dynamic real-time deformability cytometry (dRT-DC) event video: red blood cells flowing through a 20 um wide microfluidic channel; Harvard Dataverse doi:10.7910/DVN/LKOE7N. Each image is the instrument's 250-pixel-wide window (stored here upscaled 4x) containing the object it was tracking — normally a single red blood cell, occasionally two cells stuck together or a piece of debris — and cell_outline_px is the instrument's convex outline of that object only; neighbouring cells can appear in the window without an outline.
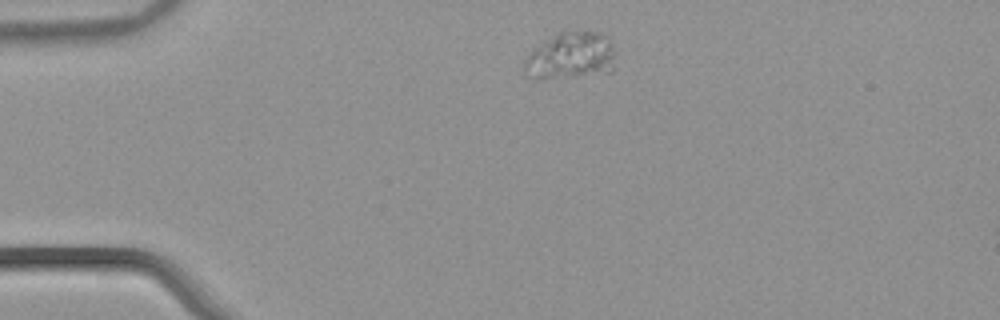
{"species": "common noctule bat (a hibernating species)", "species_latin": "Nyctalus noctula", "temperature_condition": "warm", "stored_images_in_passage": 42, "camera_frame_rate_fps": 3000, "um_per_image_px": 0.085, "animal": {"sex": "male", "body_mass_g": 21.5, "forearm_length_mm": 52.0}, "frame": {"image": 1, "passage_image": 1, "time_ms": 0.0, "image_size_px": [1000, 320], "cell_outline_px": [[616, 52], [612, 72], [540, 80], [524, 72], [524, 60], [532, 48], [560, 32], [600, 32], [612, 44]], "centroid_in_image_um": [48.51, 4.77], "position_along_channel_um": 36.5, "area_um2": 24.97}}
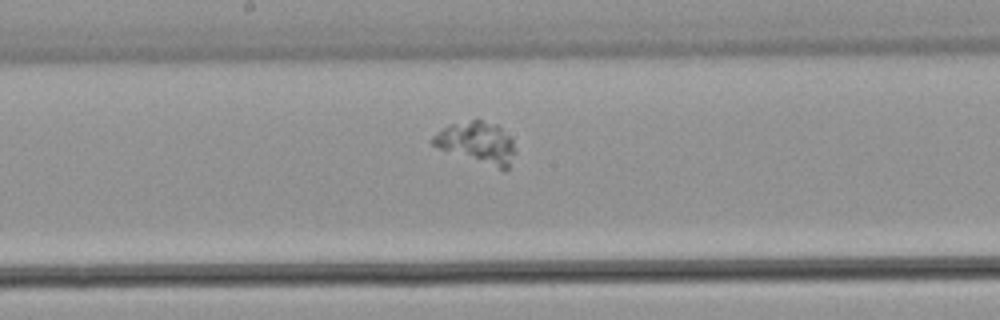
{"frame": {"image": 2, "passage_image": 18, "time_ms": 5.667, "image_size_px": [1000, 320], "cell_outline_px": [[516, 152], [508, 168], [500, 168], [440, 148], [432, 144], [428, 140], [432, 136], [448, 124], [476, 116], [496, 124], [512, 140]], "centroid_in_image_um": [40.52, 12.03], "position_along_channel_um": 207.7, "area_um2": 19.88}}
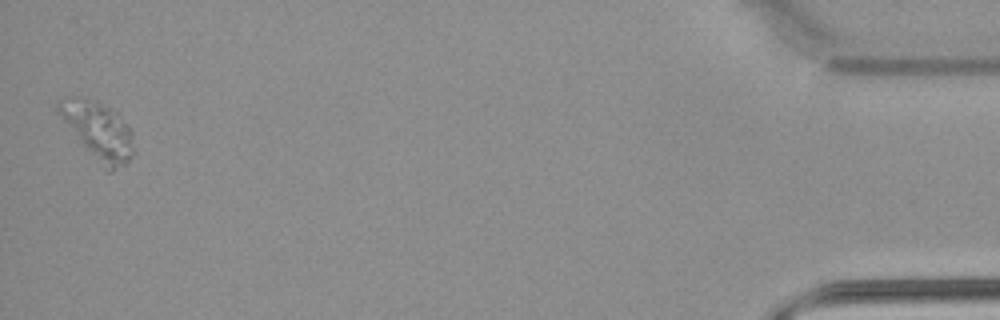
{"frame": {"image": 3, "passage_image": 42, "time_ms": 13.667, "image_size_px": [1000, 320], "cell_outline_px": [[136, 152], [128, 164], [112, 172], [108, 172], [104, 168], [56, 112], [56, 100], [64, 96], [80, 96], [100, 104], [116, 112], [128, 124], [132, 132]], "centroid_in_image_um": [8.39, 11.11], "position_along_channel_um": 426.8, "area_um2": 25.26}}